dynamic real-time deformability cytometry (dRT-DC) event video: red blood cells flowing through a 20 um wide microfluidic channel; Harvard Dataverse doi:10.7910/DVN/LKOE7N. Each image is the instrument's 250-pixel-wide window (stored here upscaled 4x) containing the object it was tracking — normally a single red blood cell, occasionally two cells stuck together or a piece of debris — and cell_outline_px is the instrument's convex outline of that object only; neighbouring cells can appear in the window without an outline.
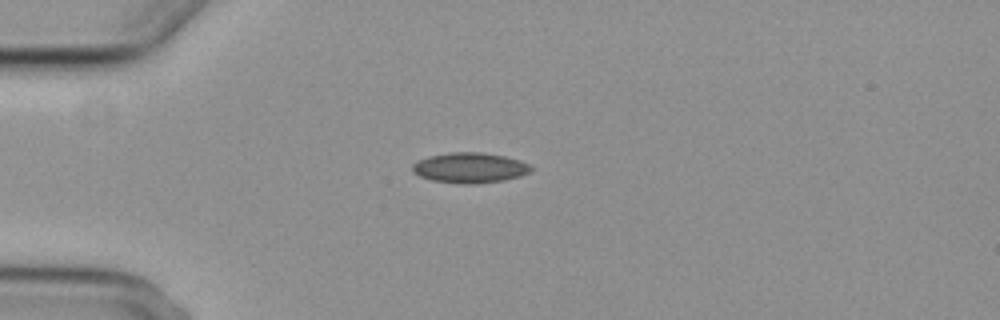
{"species": "common noctule bat (a hibernating species)", "species_latin": "Nyctalus noctula", "temperature_condition": "cold", "stored_images_in_passage": 2, "camera_frame_rate_fps": 3000, "um_per_image_px": 0.085, "animal": {"sex": "female", "body_mass_g": 29.2, "forearm_length_mm": 56.3}, "frame": {"image": 1, "passage_image": 2, "time_ms": 1.333, "image_size_px": [1000, 320], "cell_outline_px": [[532, 168], [528, 172], [520, 176], [504, 180], [468, 184], [464, 184], [432, 180], [420, 176], [412, 172], [412, 164], [428, 156], [448, 152], [480, 152], [504, 156], [520, 160], [528, 164]], "centroid_in_image_um": [39.91, 14.25], "position_along_channel_um": 45.1, "area_um2": 20.75}}